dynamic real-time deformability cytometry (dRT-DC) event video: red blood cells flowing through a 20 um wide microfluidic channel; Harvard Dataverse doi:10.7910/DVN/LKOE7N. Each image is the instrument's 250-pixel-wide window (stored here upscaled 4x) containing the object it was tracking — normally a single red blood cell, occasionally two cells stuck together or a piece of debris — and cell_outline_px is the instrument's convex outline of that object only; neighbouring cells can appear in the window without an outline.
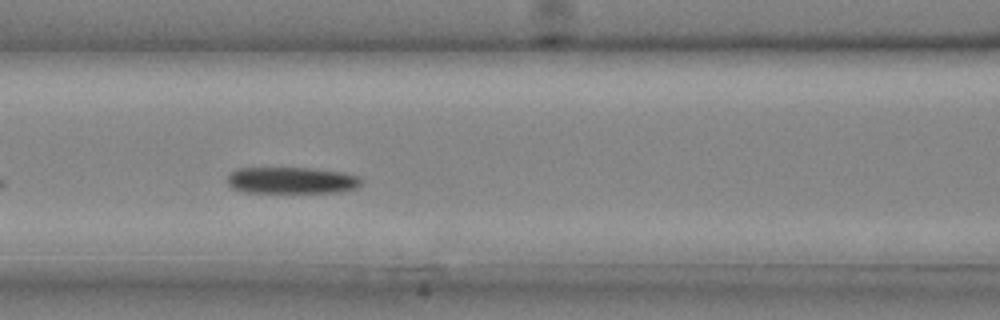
{"species": "common noctule bat (a hibernating species)", "species_latin": "Nyctalus noctula", "temperature_condition": "cold", "stored_images_in_passage": 24, "camera_frame_rate_fps": 3000, "um_per_image_px": 0.085, "animal": {"sex": "male", "body_mass_g": 20.4}, "frame": {"image": 1, "passage_image": 6, "time_ms": 1.667, "image_size_px": [1000, 320], "cell_outline_px": [[360, 184], [356, 188], [336, 192], [248, 192], [236, 188], [228, 184], [228, 176], [236, 168], [312, 168], [344, 172], [356, 176], [360, 180]], "centroid_in_image_um": [24.79, 15.32], "position_along_channel_um": 141.8, "area_um2": 20.4}}
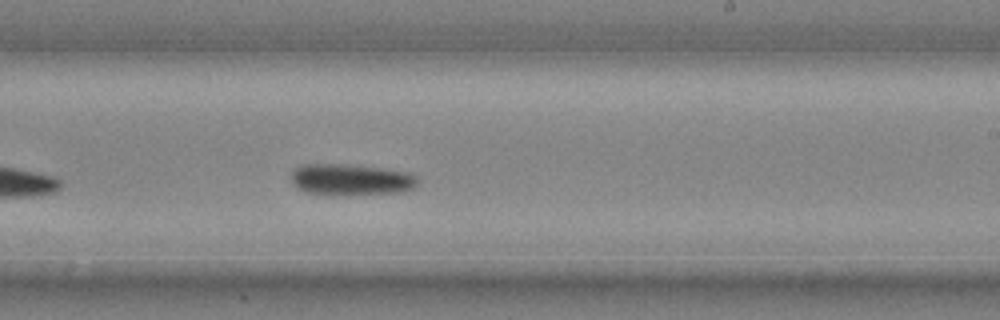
{"frame": {"image": 2, "passage_image": 12, "time_ms": 3.667, "image_size_px": [1000, 320], "cell_outline_px": [[416, 184], [412, 188], [404, 192], [344, 196], [332, 196], [304, 192], [292, 180], [292, 172], [296, 168], [304, 164], [344, 164], [380, 168], [408, 172], [416, 176]], "centroid_in_image_um": [29.83, 15.29], "position_along_channel_um": 259.2, "area_um2": 23.29}}
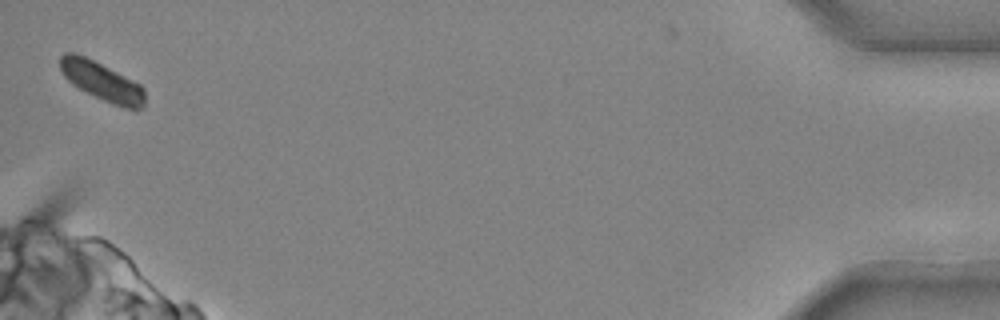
{"frame": {"image": 3, "passage_image": 24, "time_ms": 7.667, "image_size_px": [1000, 320], "cell_outline_px": [[144, 104], [140, 108], [124, 108], [112, 104], [72, 84], [60, 72], [60, 56], [64, 52], [76, 52], [140, 84], [144, 88]], "centroid_in_image_um": [8.62, 6.9], "position_along_channel_um": 426.6, "area_um2": 18.67}}